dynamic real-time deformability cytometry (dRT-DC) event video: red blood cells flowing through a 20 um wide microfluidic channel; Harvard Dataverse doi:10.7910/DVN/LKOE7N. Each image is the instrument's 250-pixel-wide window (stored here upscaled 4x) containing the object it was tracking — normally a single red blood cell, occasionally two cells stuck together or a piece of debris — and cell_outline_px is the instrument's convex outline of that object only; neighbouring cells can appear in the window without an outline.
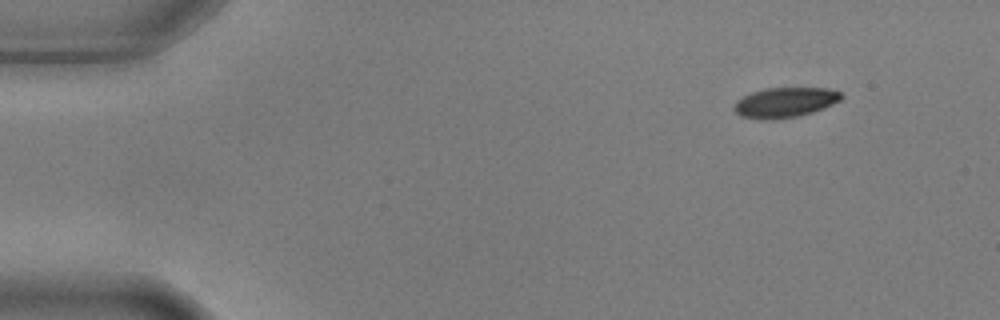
{"species": "common noctule bat (a hibernating species)", "species_latin": "Nyctalus noctula", "temperature_condition": "warm", "stored_images_in_passage": 4, "camera_frame_rate_fps": 3000, "um_per_image_px": 0.085, "animal": {"sex": "male", "body_mass_g": 17.9, "forearm_length_mm": 54.2}, "frame": {"image": 1, "passage_image": 1, "time_ms": 0.0, "image_size_px": [1000, 320], "cell_outline_px": [[844, 96], [840, 100], [832, 104], [812, 112], [800, 116], [776, 120], [740, 116], [732, 108], [736, 100], [752, 92], [764, 88], [828, 88], [840, 92]], "centroid_in_image_um": [66.71, 8.7], "position_along_channel_um": 18.3, "area_um2": 18.73}}
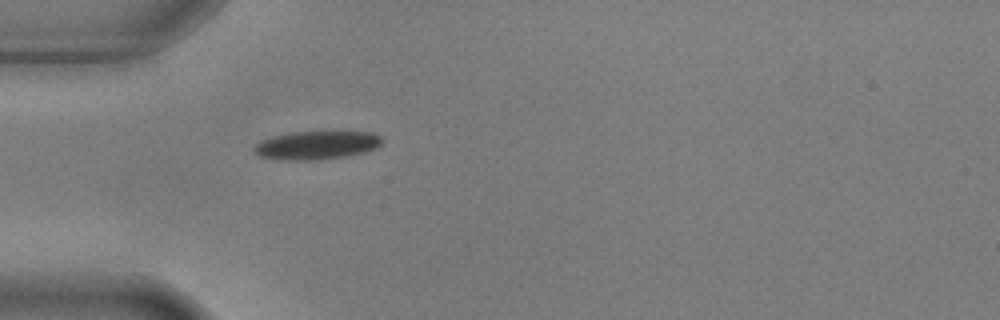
{"frame": {"image": 2, "passage_image": 4, "time_ms": 1.0, "image_size_px": [1000, 320], "cell_outline_px": [[384, 140], [376, 148], [364, 152], [348, 156], [316, 160], [280, 160], [260, 156], [252, 148], [260, 140], [272, 136], [292, 132], [372, 132], [380, 136]], "centroid_in_image_um": [26.91, 12.34], "position_along_channel_um": 58.1, "area_um2": 21.21}}